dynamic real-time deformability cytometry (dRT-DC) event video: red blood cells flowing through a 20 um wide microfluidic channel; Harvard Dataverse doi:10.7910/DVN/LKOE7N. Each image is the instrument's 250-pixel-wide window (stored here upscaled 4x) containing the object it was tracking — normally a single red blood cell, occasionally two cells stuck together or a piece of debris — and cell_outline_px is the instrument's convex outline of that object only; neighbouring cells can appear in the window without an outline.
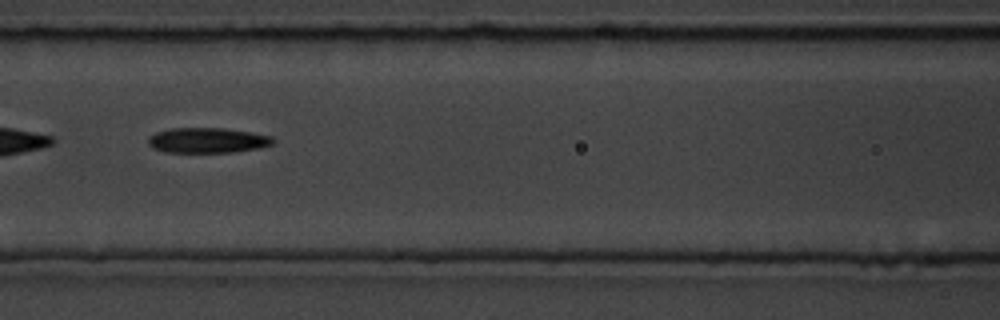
{"species": "common noctule bat (a hibernating species)", "species_latin": "Nyctalus noctula", "temperature_condition": "room temperature", "stored_images_in_passage": 40, "camera_frame_rate_fps": 3000, "um_per_image_px": 0.085, "animal": {"sex": "male", "body_mass_g": 19.5, "forearm_length_mm": 54.6}, "frame": {"image": 1, "passage_image": 7, "time_ms": 2.0, "image_size_px": [1000, 320], "cell_outline_px": [[272, 144], [260, 148], [232, 152], [164, 152], [152, 148], [148, 144], [148, 136], [156, 132], [172, 128], [224, 128], [272, 136]], "centroid_in_image_um": [17.58, 11.93], "position_along_channel_um": 149.0, "area_um2": 18.26}}